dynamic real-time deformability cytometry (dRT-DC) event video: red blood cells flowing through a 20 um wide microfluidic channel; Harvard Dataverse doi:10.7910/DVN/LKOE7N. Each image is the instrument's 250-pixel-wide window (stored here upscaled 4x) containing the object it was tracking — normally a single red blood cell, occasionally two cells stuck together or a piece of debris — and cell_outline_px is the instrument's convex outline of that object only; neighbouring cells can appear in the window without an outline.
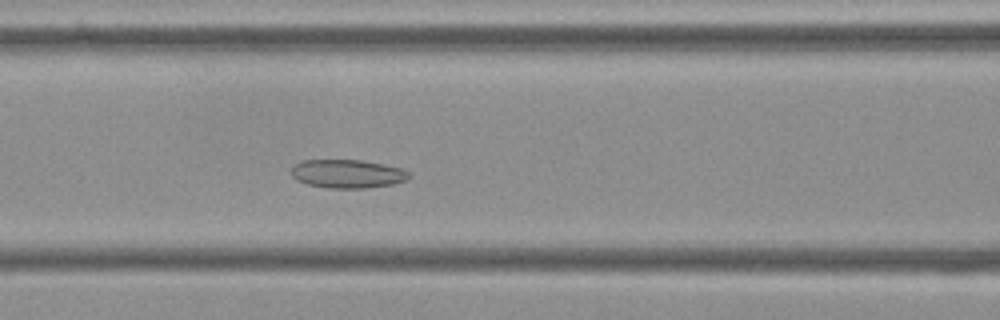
{"species": "Egyptian fruit bat (a non-hibernating species)", "species_latin": "Rousettus aegyptiacus", "temperature_condition": "cold", "stored_images_in_passage": 54, "camera_frame_rate_fps": 3000, "um_per_image_px": 0.085, "frame": {"image": 1, "passage_image": 21, "time_ms": 6.667, "image_size_px": [1000, 320], "cell_outline_px": [[412, 176], [408, 180], [392, 184], [364, 188], [328, 188], [308, 184], [296, 180], [292, 176], [292, 168], [300, 160], [360, 160], [384, 164], [400, 168], [408, 172]], "centroid_in_image_um": [29.54, 14.77], "position_along_channel_um": 137.1, "area_um2": 19.54}}
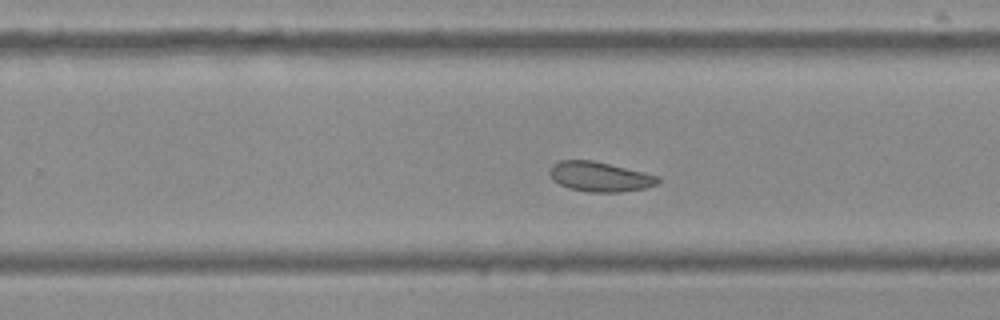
{"frame": {"image": 2, "passage_image": 33, "time_ms": 10.667, "image_size_px": [1000, 320], "cell_outline_px": [[660, 184], [648, 188], [620, 192], [588, 192], [568, 188], [552, 180], [548, 172], [552, 164], [560, 160], [592, 160], [660, 176]], "centroid_in_image_um": [50.99, 15.03], "position_along_channel_um": 278.8, "area_um2": 19.02}}
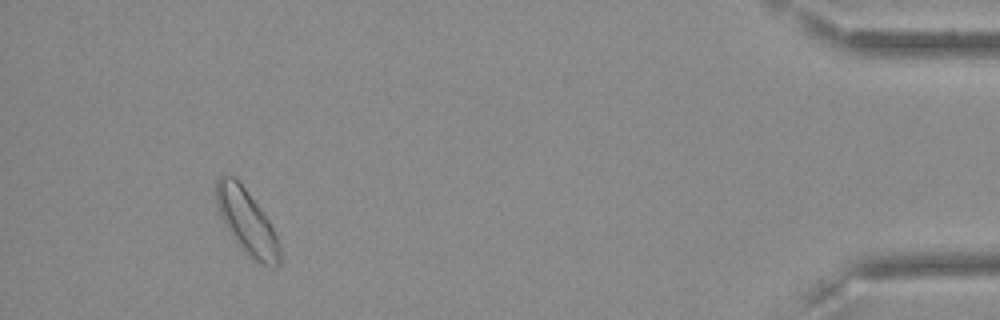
{"frame": {"image": 3, "passage_image": 50, "time_ms": 16.333, "image_size_px": [1000, 320], "cell_outline_px": [[280, 264], [276, 268], [272, 268], [252, 260], [240, 248], [224, 224], [220, 216], [216, 204], [216, 180], [220, 176], [232, 176], [244, 188], [260, 208], [268, 220], [276, 236], [280, 248]], "centroid_in_image_um": [20.98, 18.92], "position_along_channel_um": 414.2, "area_um2": 23.7}, "authors_computed_cell_mechanics": {"area_um2": 20.5768, "velocity_mm_per_s": 3.5537, "shape_relaxation_time_tau1_ms": null, "shape_relaxation_time_tau2_ms": 4.751, "deformation_change_tau1": null, "deformation_change_tau2": 0.0872}}